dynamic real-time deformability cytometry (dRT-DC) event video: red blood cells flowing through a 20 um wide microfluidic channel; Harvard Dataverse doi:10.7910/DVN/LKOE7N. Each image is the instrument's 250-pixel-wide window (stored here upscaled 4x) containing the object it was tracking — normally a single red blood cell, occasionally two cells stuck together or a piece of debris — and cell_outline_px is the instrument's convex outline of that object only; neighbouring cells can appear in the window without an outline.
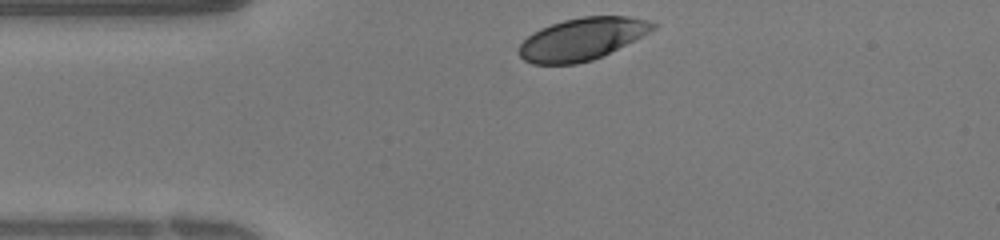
{"species": "human", "species_latin": "Homo sapiens", "temperature_condition": "warm", "stored_images_in_passage": 24, "camera_frame_rate_fps": 3000, "um_per_image_px": 0.085, "donor": {"sex": "female"}, "frame": {"image": 1, "passage_image": 1, "time_ms": 0.0, "image_size_px": [1000, 240], "cell_outline_px": [[656, 28], [592, 60], [576, 64], [532, 64], [524, 60], [520, 56], [520, 44], [528, 36], [540, 28], [564, 20], [584, 16], [628, 16], [648, 20], [656, 24]], "centroid_in_image_um": [49.43, 3.31], "position_along_channel_um": 35.6, "area_um2": 32.31}}
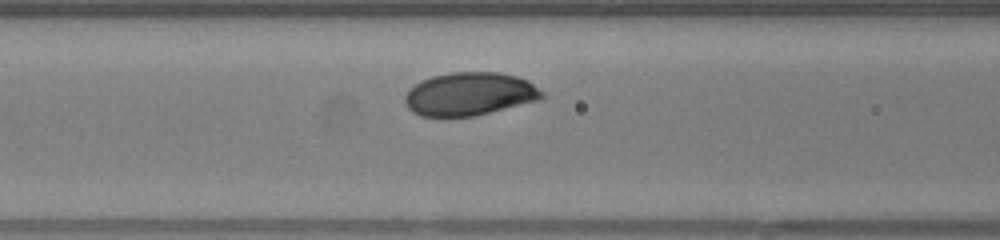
{"frame": {"image": 2, "passage_image": 8, "time_ms": 2.333, "image_size_px": [1000, 240], "cell_outline_px": [[544, 96], [540, 100], [472, 116], [420, 116], [412, 112], [408, 108], [404, 100], [404, 96], [416, 84], [432, 76], [452, 72], [500, 72], [516, 76], [528, 80], [544, 92]], "centroid_in_image_um": [39.94, 7.98], "position_along_channel_um": 126.7, "area_um2": 34.28}}
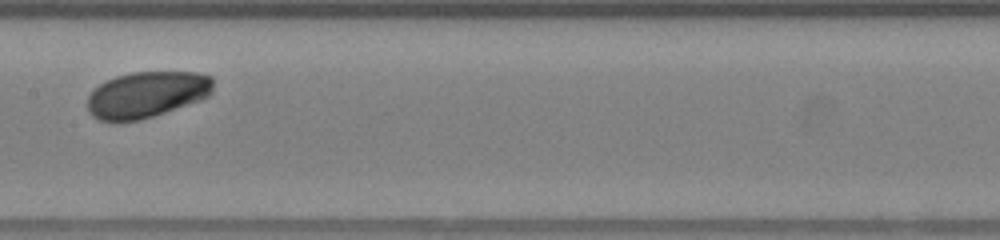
{"frame": {"image": 3, "passage_image": 12, "time_ms": 3.667, "image_size_px": [1000, 240], "cell_outline_px": [[212, 92], [208, 96], [200, 100], [140, 120], [100, 120], [92, 116], [88, 108], [88, 96], [100, 84], [116, 76], [132, 72], [196, 72], [212, 76]], "centroid_in_image_um": [12.49, 8.02], "position_along_channel_um": 194.9, "area_um2": 33.35}}